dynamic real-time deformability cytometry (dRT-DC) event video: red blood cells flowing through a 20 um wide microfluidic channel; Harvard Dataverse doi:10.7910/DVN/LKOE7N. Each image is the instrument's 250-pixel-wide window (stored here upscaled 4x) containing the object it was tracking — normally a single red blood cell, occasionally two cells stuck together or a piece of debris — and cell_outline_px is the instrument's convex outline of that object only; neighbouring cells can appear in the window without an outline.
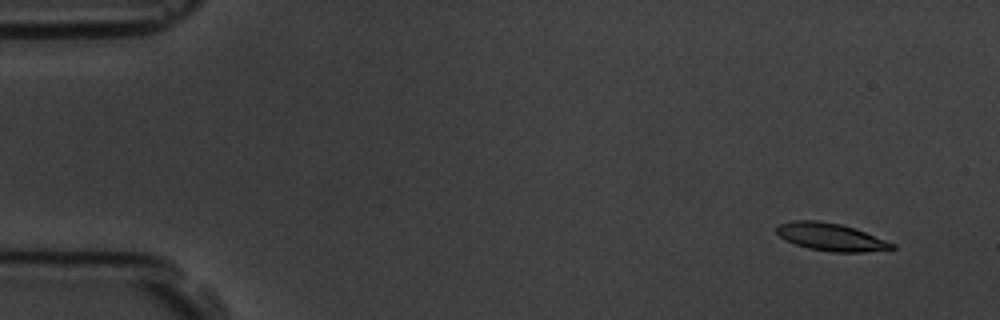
{"species": "common noctule bat (a hibernating species)", "species_latin": "Nyctalus noctula", "temperature_condition": "room temperature", "stored_images_in_passage": 7, "camera_frame_rate_fps": 3000, "um_per_image_px": 0.085, "animal": {"sex": "male", "body_mass_g": 19.5, "forearm_length_mm": 54.6}, "frame": {"image": 1, "passage_image": 1, "time_ms": 0.0, "image_size_px": [1000, 320], "cell_outline_px": [[896, 248], [864, 252], [832, 252], [808, 248], [796, 244], [780, 236], [776, 232], [776, 228], [780, 224], [792, 220], [820, 220], [840, 224], [864, 232], [896, 244]], "centroid_in_image_um": [70.62, 20.14], "position_along_channel_um": 14.4, "area_um2": 18.32}}
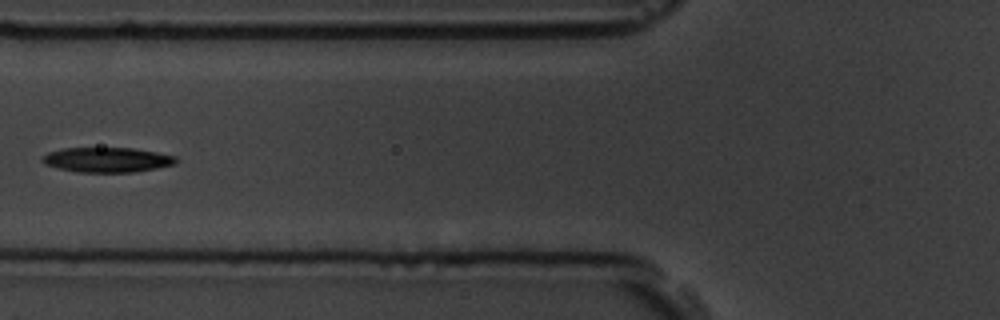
{"frame": {"image": 2, "passage_image": 6, "time_ms": 6.0, "image_size_px": [1000, 320], "cell_outline_px": [[180, 160], [176, 164], [136, 172], [80, 172], [60, 168], [44, 164], [40, 160], [40, 156], [48, 152], [64, 148], [132, 148], [156, 152], [176, 156]], "centroid_in_image_um": [9.12, 13.58], "position_along_channel_um": 116.7, "area_um2": 19.48}}
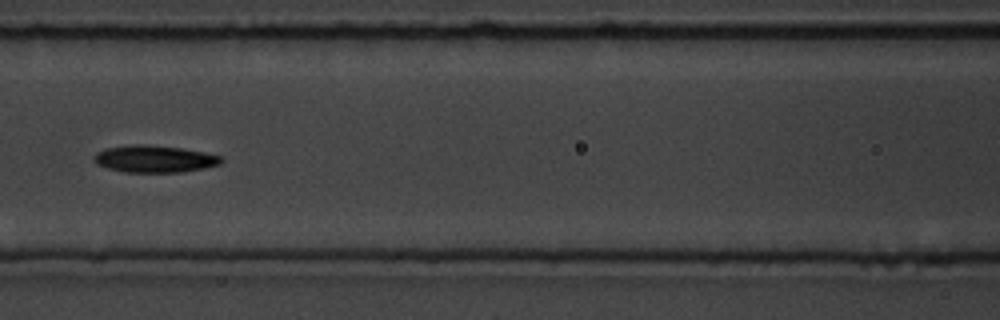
{"frame": {"image": 3, "passage_image": 7, "time_ms": 7.0, "image_size_px": [1000, 320], "cell_outline_px": [[224, 160], [220, 164], [204, 168], [180, 172], [124, 172], [108, 168], [96, 164], [92, 160], [92, 156], [96, 152], [104, 148], [136, 144], [140, 144], [180, 148], [224, 156]], "centroid_in_image_um": [13.1, 13.51], "position_along_channel_um": 153.5, "area_um2": 20.11}}